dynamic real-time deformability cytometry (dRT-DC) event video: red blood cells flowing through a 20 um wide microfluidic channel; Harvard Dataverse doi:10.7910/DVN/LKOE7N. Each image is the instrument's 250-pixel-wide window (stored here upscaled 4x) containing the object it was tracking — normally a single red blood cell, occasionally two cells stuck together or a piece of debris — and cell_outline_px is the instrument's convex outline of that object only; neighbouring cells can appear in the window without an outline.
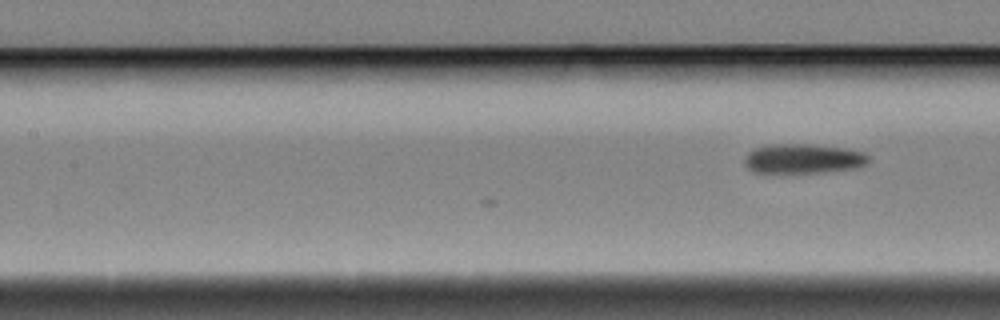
{"species": "Egyptian fruit bat (a non-hibernating species)", "species_latin": "Rousettus aegyptiacus", "temperature_condition": "cold", "stored_images_in_passage": 11, "camera_frame_rate_fps": 3000, "um_per_image_px": 0.085, "animal": {"sex": "female"}, "frame": {"image": 1, "passage_image": 11, "time_ms": 3.333, "image_size_px": [1000, 320], "cell_outline_px": [[868, 164], [860, 168], [828, 172], [752, 172], [744, 164], [744, 160], [748, 152], [756, 148], [768, 144], [812, 144], [848, 148], [864, 152], [868, 156]], "centroid_in_image_um": [68.33, 13.48], "position_along_channel_um": 139.1, "area_um2": 21.68}}